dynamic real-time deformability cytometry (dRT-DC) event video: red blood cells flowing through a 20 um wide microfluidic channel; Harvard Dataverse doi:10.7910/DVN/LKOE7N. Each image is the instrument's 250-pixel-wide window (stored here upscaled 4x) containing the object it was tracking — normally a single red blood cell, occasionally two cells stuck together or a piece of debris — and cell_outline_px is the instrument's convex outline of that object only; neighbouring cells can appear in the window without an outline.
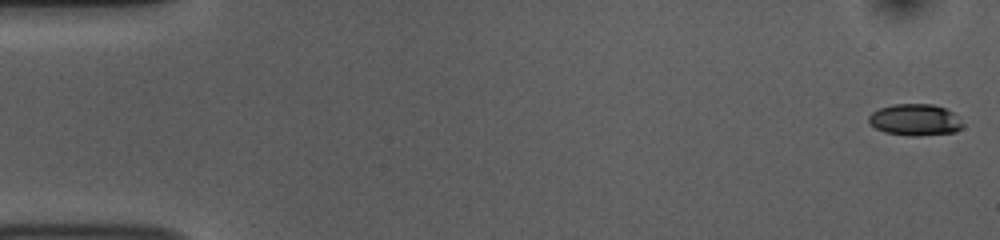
{"species": "common noctule bat (a hibernating species)", "species_latin": "Nyctalus noctula", "temperature_condition": "room temperature", "stored_images_in_passage": 53, "camera_frame_rate_fps": 3000, "um_per_image_px": 0.085, "animal": {"sex": "female", "body_mass_g": 10.0, "forearm_length_mm": 53.1}, "frame": {"image": 1, "passage_image": 1, "time_ms": 0.0, "image_size_px": [1000, 240], "cell_outline_px": [[964, 128], [956, 132], [916, 136], [884, 132], [868, 124], [868, 116], [872, 112], [880, 108], [892, 104], [932, 104], [944, 108], [952, 112], [964, 124]], "centroid_in_image_um": [77.78, 10.19], "position_along_channel_um": 7.2, "area_um2": 17.34}}
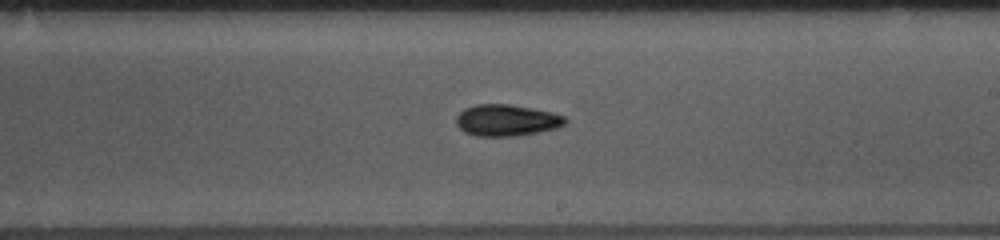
{"frame": {"image": 2, "passage_image": 31, "time_ms": 10.0, "image_size_px": [1000, 240], "cell_outline_px": [[568, 120], [564, 124], [556, 128], [516, 136], [476, 136], [464, 132], [456, 124], [456, 116], [464, 108], [476, 104], [508, 104], [532, 108], [552, 112], [564, 116]], "centroid_in_image_um": [43.03, 10.22], "position_along_channel_um": 246.0, "area_um2": 20.0}}
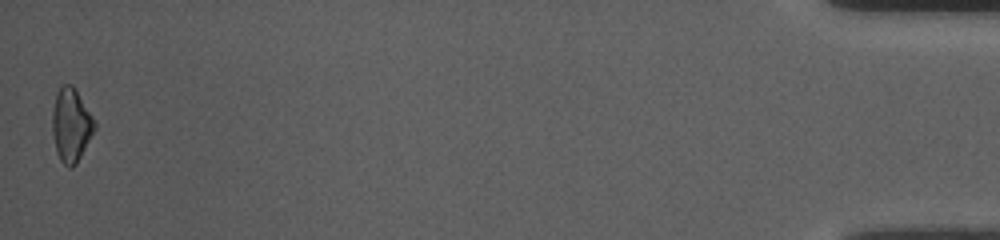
{"frame": {"image": 3, "passage_image": 53, "time_ms": 17.333, "image_size_px": [1000, 240], "cell_outline_px": [[96, 128], [76, 164], [72, 168], [68, 168], [60, 160], [56, 152], [52, 132], [52, 112], [56, 92], [60, 84], [72, 84], [92, 116], [96, 124]], "centroid_in_image_um": [6.02, 10.63], "position_along_channel_um": 429.2, "area_um2": 18.15}, "authors_computed_cell_mechanics": {"area_um2": 18.2648, "velocity_mm_per_s": 3.7696, "shape_relaxation_time_tau1_ms": 4.2805, "shape_relaxation_time_tau2_ms": 11.2679, "deformation_change_tau1": 0.1198, "deformation_change_tau2": 0.1913}}